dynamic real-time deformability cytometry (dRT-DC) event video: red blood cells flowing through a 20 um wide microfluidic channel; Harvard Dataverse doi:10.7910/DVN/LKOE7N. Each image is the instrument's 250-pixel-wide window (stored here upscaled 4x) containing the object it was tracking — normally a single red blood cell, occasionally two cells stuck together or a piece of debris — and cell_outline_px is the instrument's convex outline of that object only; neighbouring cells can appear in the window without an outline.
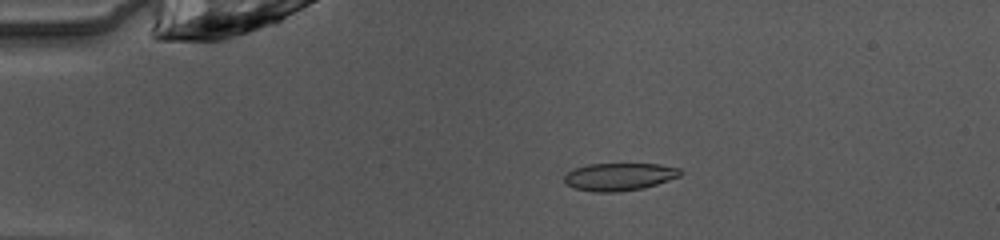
{"species": "common noctule bat (a hibernating species)", "species_latin": "Nyctalus noctula", "temperature_condition": "warm", "stored_images_in_passage": 49, "camera_frame_rate_fps": 3000, "um_per_image_px": 0.085, "animal": {"sex": "female", "body_mass_g": 10.0, "forearm_length_mm": 53.1}, "frame": {"image": 1, "passage_image": 10, "time_ms": 3.0, "image_size_px": [1000, 240], "cell_outline_px": [[684, 172], [680, 176], [644, 188], [620, 192], [592, 192], [572, 188], [564, 184], [564, 176], [568, 172], [576, 168], [588, 164], [660, 164], [680, 168]], "centroid_in_image_um": [52.63, 15.03], "position_along_channel_um": 32.4, "area_um2": 18.9}}
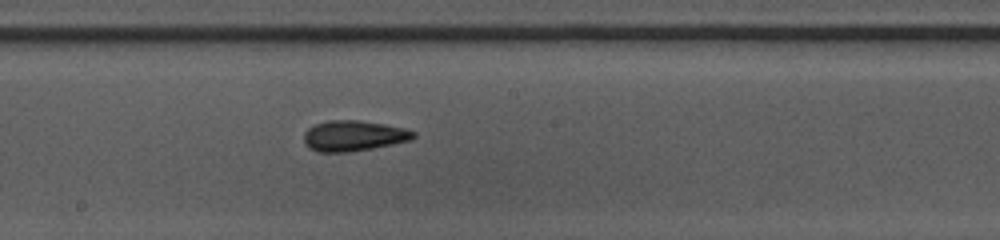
{"frame": {"image": 2, "passage_image": 27, "time_ms": 8.667, "image_size_px": [1000, 240], "cell_outline_px": [[416, 136], [412, 140], [372, 148], [348, 152], [320, 152], [308, 148], [304, 144], [304, 132], [308, 128], [316, 124], [328, 120], [360, 120], [384, 124], [404, 128], [416, 132]], "centroid_in_image_um": [30.05, 11.54], "position_along_channel_um": 218.2, "area_um2": 19.59}}
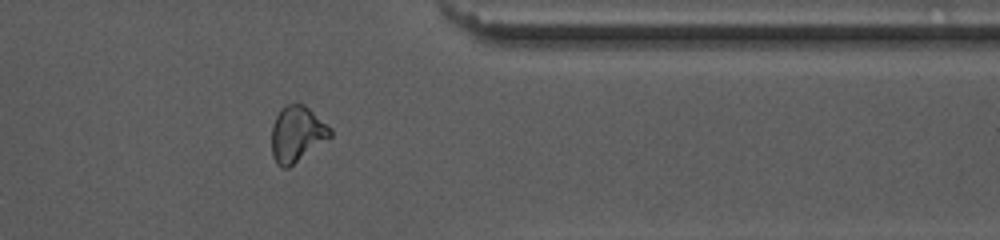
{"frame": {"image": 3, "passage_image": 40, "time_ms": 13.0, "image_size_px": [1000, 240], "cell_outline_px": [[332, 136], [288, 168], [284, 168], [276, 164], [272, 156], [272, 124], [280, 108], [288, 104], [304, 104], [328, 124], [332, 128]], "centroid_in_image_um": [25.24, 11.38], "position_along_channel_um": 386.2, "area_um2": 19.13}, "authors_computed_cell_mechanics": {"area_um2": 18.9584, "velocity_mm_per_s": 4.0761, "shape_relaxation_time_tau1_ms": 8.9669, "shape_relaxation_time_tau2_ms": 2.6791, "deformation_change_tau1": 0.2126, "deformation_change_tau2": 0.1068}}